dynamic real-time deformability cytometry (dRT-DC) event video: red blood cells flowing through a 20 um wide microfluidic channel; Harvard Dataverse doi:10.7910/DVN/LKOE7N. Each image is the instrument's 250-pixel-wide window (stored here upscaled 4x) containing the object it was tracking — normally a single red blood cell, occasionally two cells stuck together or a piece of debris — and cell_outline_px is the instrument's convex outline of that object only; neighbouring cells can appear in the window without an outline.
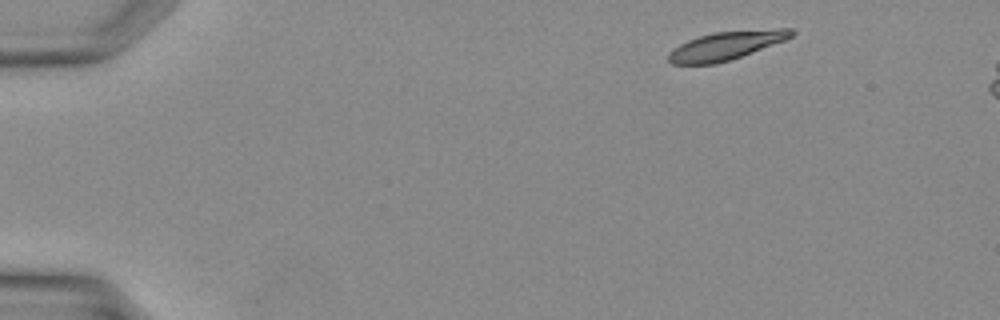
{"species": "Egyptian fruit bat (a non-hibernating species)", "species_latin": "Rousettus aegyptiacus", "temperature_condition": "warm", "stored_images_in_passage": 35, "camera_frame_rate_fps": 3000, "um_per_image_px": 0.085, "animal": {"sex": "female"}, "frame": {"image": 1, "passage_image": 1, "time_ms": 0.0, "image_size_px": [1000, 320], "cell_outline_px": [[796, 32], [792, 36], [784, 40], [740, 56], [716, 64], [672, 64], [668, 60], [668, 52], [680, 44], [688, 40], [700, 36], [716, 32], [780, 28], [792, 28]], "centroid_in_image_um": [61.7, 3.87], "position_along_channel_um": 23.3, "area_um2": 20.0}}
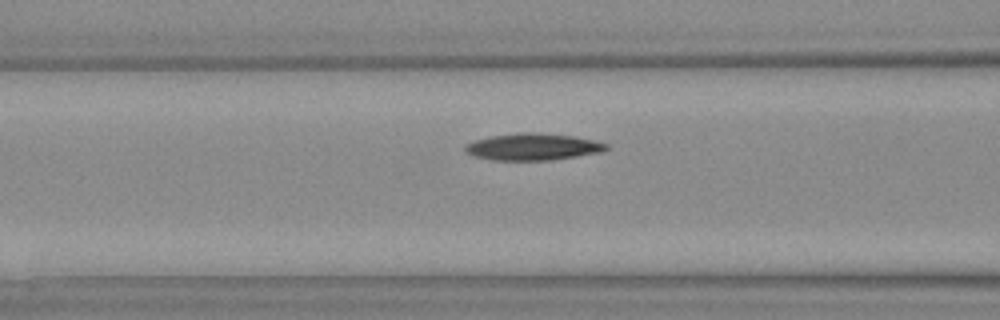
{"frame": {"image": 2, "passage_image": 12, "time_ms": 3.667, "image_size_px": [1000, 320], "cell_outline_px": [[608, 148], [600, 152], [552, 160], [492, 160], [476, 156], [468, 152], [464, 148], [468, 144], [476, 140], [492, 136], [516, 132], [536, 132], [576, 136], [608, 144]], "centroid_in_image_um": [45.33, 12.47], "position_along_channel_um": 121.3, "area_um2": 21.85}}
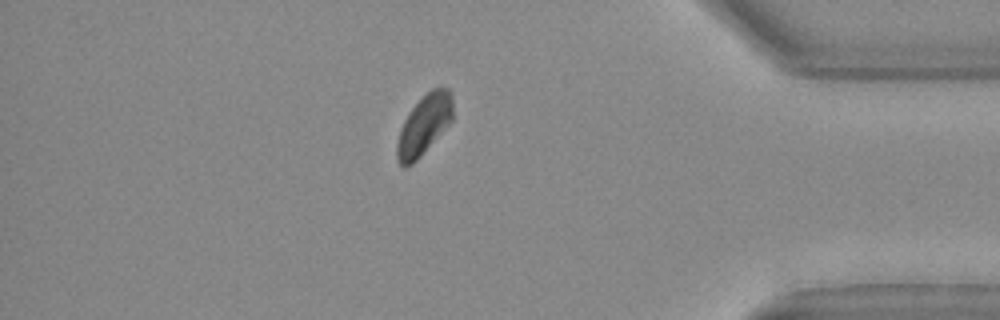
{"frame": {"image": 3, "passage_image": 29, "time_ms": 9.333, "image_size_px": [1000, 320], "cell_outline_px": [[452, 120], [420, 156], [412, 164], [404, 168], [396, 160], [396, 144], [400, 128], [408, 112], [432, 88], [448, 88], [452, 92]], "centroid_in_image_um": [36.02, 10.63], "position_along_channel_um": 399.2, "area_um2": 19.25}}